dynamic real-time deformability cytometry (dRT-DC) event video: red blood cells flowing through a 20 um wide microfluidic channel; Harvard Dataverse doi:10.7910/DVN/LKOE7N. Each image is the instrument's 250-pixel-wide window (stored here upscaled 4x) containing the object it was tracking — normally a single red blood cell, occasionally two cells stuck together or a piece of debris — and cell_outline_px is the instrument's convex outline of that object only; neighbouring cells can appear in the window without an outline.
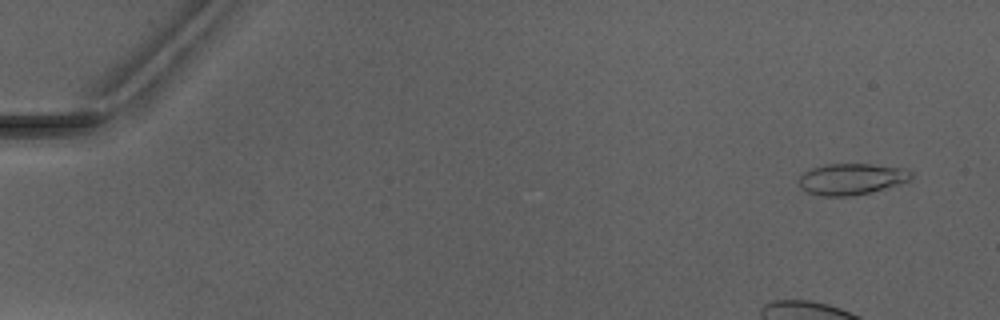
{"species": "Egyptian fruit bat (a non-hibernating species)", "species_latin": "Rousettus aegyptiacus", "temperature_condition": "warm", "stored_images_in_passage": 7, "camera_frame_rate_fps": 3000, "um_per_image_px": 0.085, "animal": {"sex": "male"}, "frame": {"image": 1, "passage_image": 1, "time_ms": 0.0, "image_size_px": [1000, 320], "cell_outline_px": [[912, 180], [868, 192], [852, 196], [820, 196], [808, 192], [800, 188], [800, 176], [804, 172], [812, 168], [824, 164], [872, 164], [904, 168], [912, 172]], "centroid_in_image_um": [72.37, 15.21], "position_along_channel_um": 12.6, "area_um2": 20.35}}
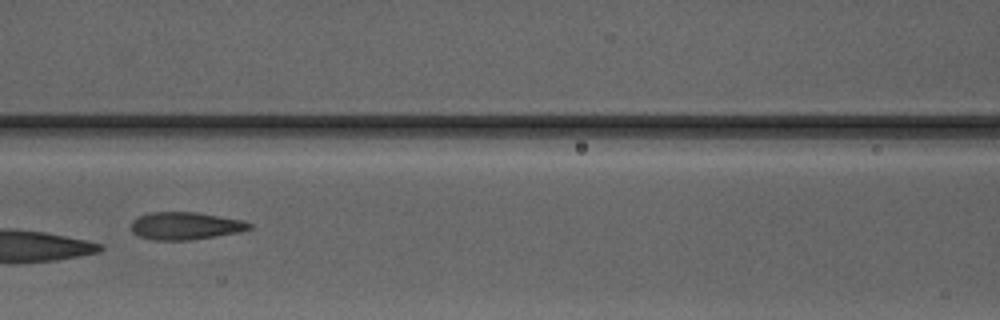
{"frame": {"image": 2, "passage_image": 7, "time_ms": 7.0, "image_size_px": [1000, 320], "cell_outline_px": [[252, 228], [240, 232], [192, 240], [152, 240], [140, 236], [132, 232], [132, 220], [136, 216], [148, 212], [196, 212], [244, 220], [252, 224]], "centroid_in_image_um": [15.76, 19.19], "position_along_channel_um": 150.8, "area_um2": 19.19}}